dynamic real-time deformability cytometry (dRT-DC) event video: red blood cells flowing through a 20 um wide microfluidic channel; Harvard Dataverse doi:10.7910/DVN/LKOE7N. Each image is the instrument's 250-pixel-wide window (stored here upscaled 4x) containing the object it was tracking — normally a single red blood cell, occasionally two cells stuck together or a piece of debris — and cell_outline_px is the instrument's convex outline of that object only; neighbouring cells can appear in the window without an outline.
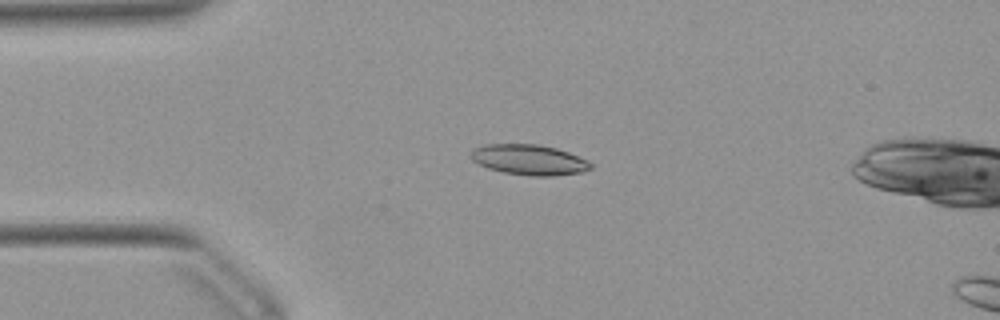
{"species": "Egyptian fruit bat (a non-hibernating species)", "species_latin": "Rousettus aegyptiacus", "temperature_condition": "warm", "stored_images_in_passage": 5, "camera_frame_rate_fps": 3000, "um_per_image_px": 0.085, "animal": {"sex": "female"}, "frame": {"image": 1, "passage_image": 1, "time_ms": 0.0, "image_size_px": [1000, 320], "cell_outline_px": [[592, 168], [584, 172], [552, 176], [532, 176], [504, 172], [488, 168], [472, 160], [472, 148], [484, 144], [536, 144], [556, 148], [568, 152], [588, 160], [592, 164]], "centroid_in_image_um": [45.0, 13.58], "position_along_channel_um": 40.0, "area_um2": 21.21}}